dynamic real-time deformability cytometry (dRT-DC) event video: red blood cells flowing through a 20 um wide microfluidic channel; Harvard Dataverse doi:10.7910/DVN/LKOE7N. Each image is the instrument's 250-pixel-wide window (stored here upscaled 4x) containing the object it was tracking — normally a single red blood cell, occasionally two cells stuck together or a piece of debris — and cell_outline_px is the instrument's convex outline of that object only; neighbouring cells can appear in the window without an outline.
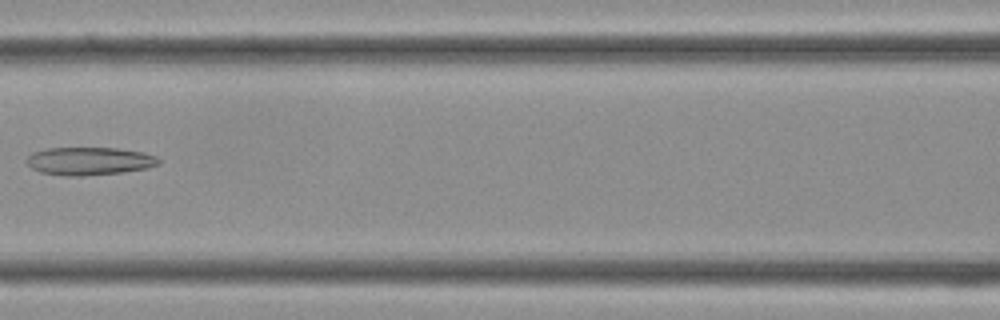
{"species": "Egyptian fruit bat (a non-hibernating species)", "species_latin": "Rousettus aegyptiacus", "temperature_condition": "cold", "stored_images_in_passage": 36, "camera_frame_rate_fps": 3000, "um_per_image_px": 0.085, "frame": {"image": 1, "passage_image": 16, "time_ms": 5.0, "image_size_px": [1000, 320], "cell_outline_px": [[160, 164], [148, 168], [124, 172], [84, 176], [64, 176], [40, 172], [32, 168], [24, 160], [32, 152], [44, 148], [116, 148], [144, 152], [156, 156], [160, 160]], "centroid_in_image_um": [7.59, 13.69], "position_along_channel_um": 159.0, "area_um2": 21.79}}
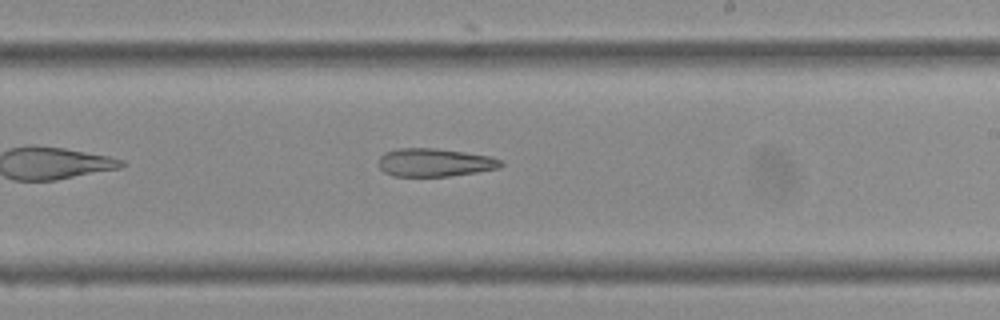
{"frame": {"image": 2, "passage_image": 21, "time_ms": 6.667, "image_size_px": [1000, 320], "cell_outline_px": [[504, 164], [500, 168], [476, 172], [448, 176], [392, 176], [384, 172], [380, 168], [380, 156], [384, 152], [396, 148], [436, 148], [492, 156], [504, 160]], "centroid_in_image_um": [36.98, 13.8], "position_along_channel_um": 252.0, "area_um2": 20.23}}
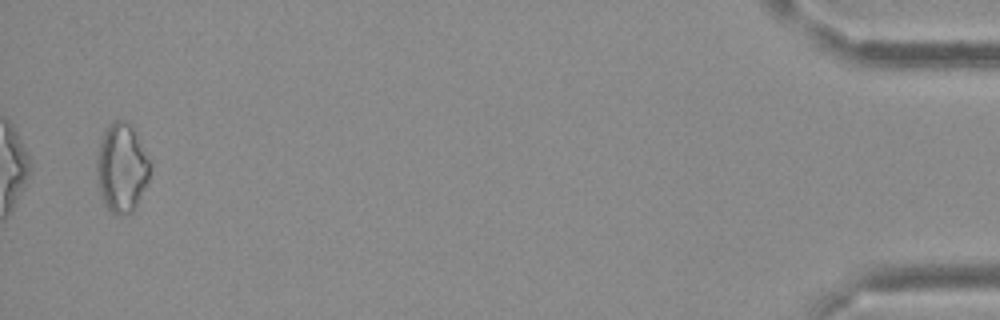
{"frame": {"image": 3, "passage_image": 35, "time_ms": 11.333, "image_size_px": [1000, 320], "cell_outline_px": [[152, 164], [148, 180], [136, 208], [128, 216], [116, 216], [104, 204], [96, 184], [96, 160], [100, 140], [108, 124], [116, 120], [124, 120], [132, 128]], "centroid_in_image_um": [10.32, 14.33], "position_along_channel_um": 424.9, "area_um2": 27.98}}